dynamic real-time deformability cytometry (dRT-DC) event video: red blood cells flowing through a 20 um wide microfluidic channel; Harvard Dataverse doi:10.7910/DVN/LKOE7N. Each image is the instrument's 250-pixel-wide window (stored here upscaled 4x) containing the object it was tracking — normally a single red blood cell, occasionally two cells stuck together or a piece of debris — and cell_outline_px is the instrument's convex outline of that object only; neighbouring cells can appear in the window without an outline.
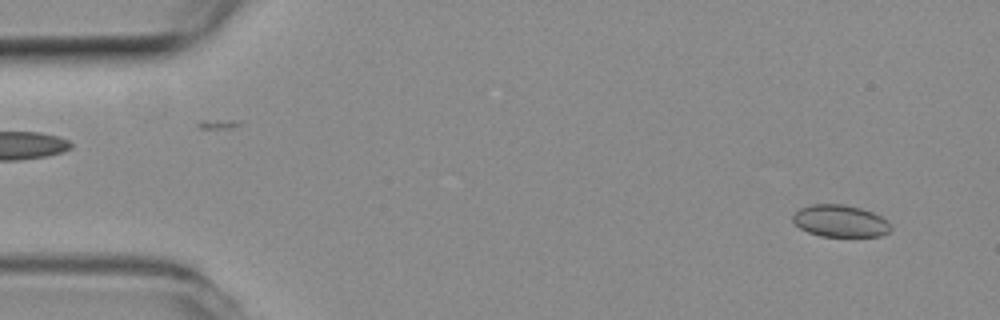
{"species": "common noctule bat (a hibernating species)", "species_latin": "Nyctalus noctula", "temperature_condition": "room temperature", "stored_images_in_passage": 51, "camera_frame_rate_fps": 3000, "um_per_image_px": 0.085, "animal": {"sex": "female", "body_mass_g": 19.3, "forearm_length_mm": 54.1}, "frame": {"image": 1, "passage_image": 3, "time_ms": 0.667, "image_size_px": [1000, 320], "cell_outline_px": [[892, 228], [888, 232], [880, 236], [820, 236], [808, 232], [800, 228], [792, 220], [792, 216], [800, 208], [808, 204], [844, 204], [860, 208], [872, 212], [888, 220]], "centroid_in_image_um": [71.41, 18.78], "position_along_channel_um": 13.6, "area_um2": 18.32}}
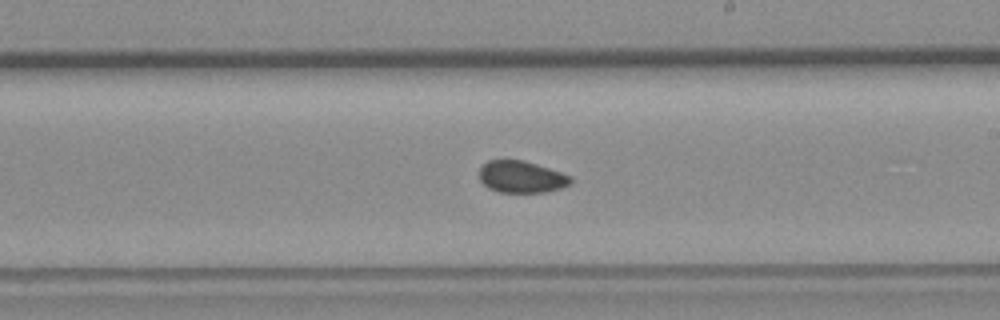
{"frame": {"image": 2, "passage_image": 30, "time_ms": 9.667, "image_size_px": [1000, 320], "cell_outline_px": [[572, 184], [560, 188], [544, 192], [500, 192], [488, 188], [480, 180], [480, 168], [488, 160], [524, 160], [572, 176]], "centroid_in_image_um": [44.33, 15.03], "position_along_channel_um": 244.7, "area_um2": 16.88}}
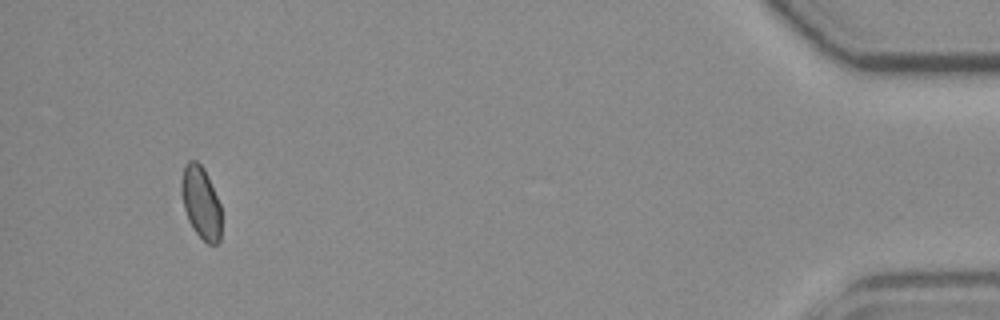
{"frame": {"image": 3, "passage_image": 50, "time_ms": 16.333, "image_size_px": [1000, 320], "cell_outline_px": [[220, 240], [216, 244], [208, 244], [192, 228], [188, 220], [184, 208], [180, 192], [180, 184], [184, 164], [188, 160], [196, 160], [204, 168], [208, 176], [220, 204]], "centroid_in_image_um": [17.05, 17.18], "position_along_channel_um": 418.2, "area_um2": 16.94}}